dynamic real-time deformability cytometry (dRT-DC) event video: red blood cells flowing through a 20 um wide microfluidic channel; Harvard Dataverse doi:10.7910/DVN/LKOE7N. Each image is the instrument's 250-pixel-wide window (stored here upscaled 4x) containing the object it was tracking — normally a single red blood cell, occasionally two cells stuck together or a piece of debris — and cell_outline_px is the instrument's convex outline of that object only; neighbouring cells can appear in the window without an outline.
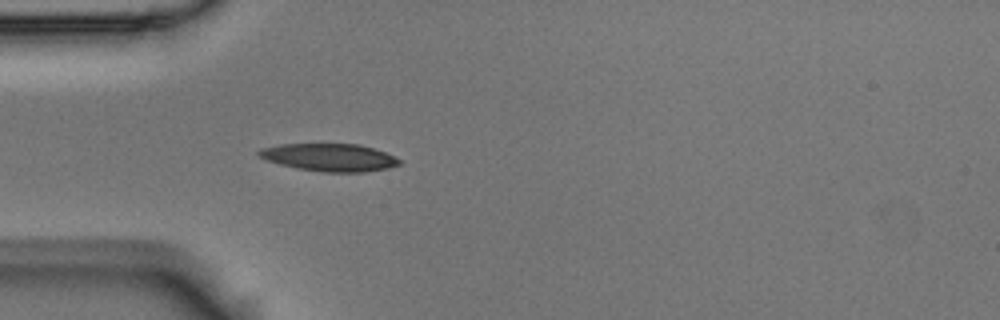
{"species": "Egyptian fruit bat (a non-hibernating species)", "species_latin": "Rousettus aegyptiacus", "temperature_condition": "room temperature", "stored_images_in_passage": 14, "camera_frame_rate_fps": 3000, "um_per_image_px": 0.085, "animal": {"sex": "male"}, "frame": {"image": 1, "passage_image": 7, "time_ms": 2.0, "image_size_px": [1000, 320], "cell_outline_px": [[400, 164], [388, 168], [364, 172], [320, 172], [296, 168], [280, 164], [268, 160], [260, 156], [256, 152], [260, 148], [280, 144], [356, 144], [372, 148], [384, 152], [400, 160]], "centroid_in_image_um": [27.97, 13.38], "position_along_channel_um": 57.0, "area_um2": 22.43}}
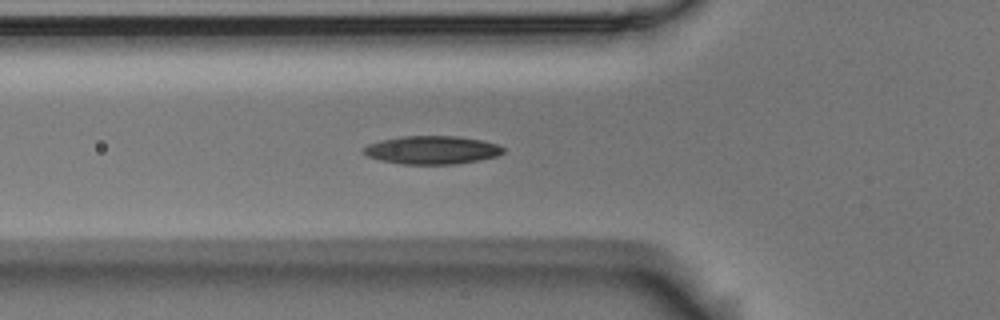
{"frame": {"image": 2, "passage_image": 10, "time_ms": 3.0, "image_size_px": [1000, 320], "cell_outline_px": [[504, 152], [496, 156], [480, 160], [456, 164], [400, 164], [380, 160], [368, 156], [364, 152], [364, 148], [368, 144], [380, 140], [404, 136], [456, 136], [480, 140], [496, 144], [504, 148]], "centroid_in_image_um": [36.72, 12.75], "position_along_channel_um": 89.1, "area_um2": 22.83}}